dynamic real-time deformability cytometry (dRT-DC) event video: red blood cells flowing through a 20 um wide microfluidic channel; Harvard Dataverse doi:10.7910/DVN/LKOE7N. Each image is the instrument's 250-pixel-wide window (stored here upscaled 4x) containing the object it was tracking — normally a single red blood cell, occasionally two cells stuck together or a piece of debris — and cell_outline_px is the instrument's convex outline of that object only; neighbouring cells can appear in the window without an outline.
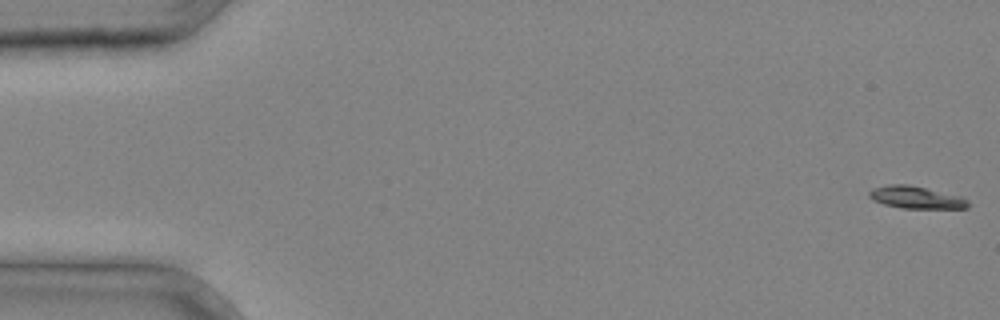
{"species": "common noctule bat (a hibernating species)", "species_latin": "Nyctalus noctula", "temperature_condition": "cold", "stored_images_in_passage": 38, "camera_frame_rate_fps": 3000, "um_per_image_px": 0.085, "animal": {"sex": "male", "body_mass_g": 20.4}, "frame": {"image": 1, "passage_image": 1, "time_ms": 0.0, "image_size_px": [1000, 320], "cell_outline_px": [[968, 208], [900, 208], [884, 204], [872, 200], [868, 196], [868, 192], [872, 188], [888, 184], [908, 184], [964, 196], [968, 200]], "centroid_in_image_um": [77.86, 16.77], "position_along_channel_um": 7.1, "area_um2": 13.06}}
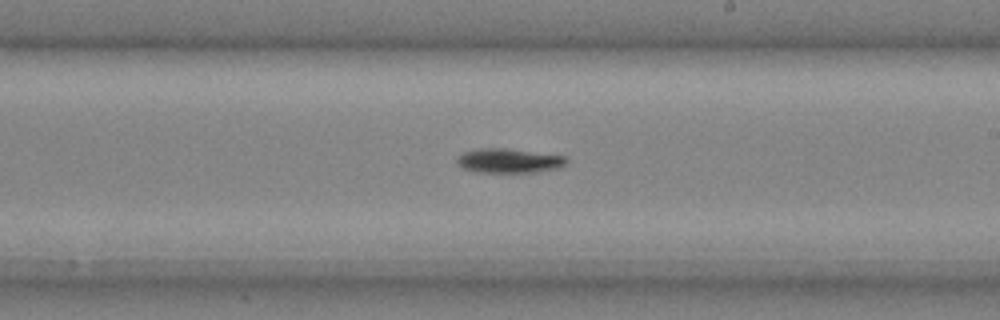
{"frame": {"image": 2, "passage_image": 23, "time_ms": 7.333, "image_size_px": [1000, 320], "cell_outline_px": [[568, 160], [564, 164], [556, 168], [536, 172], [476, 172], [460, 168], [456, 164], [456, 156], [464, 152], [480, 148], [504, 148], [564, 156]], "centroid_in_image_um": [43.16, 13.66], "position_along_channel_um": 245.8, "area_um2": 15.49}}
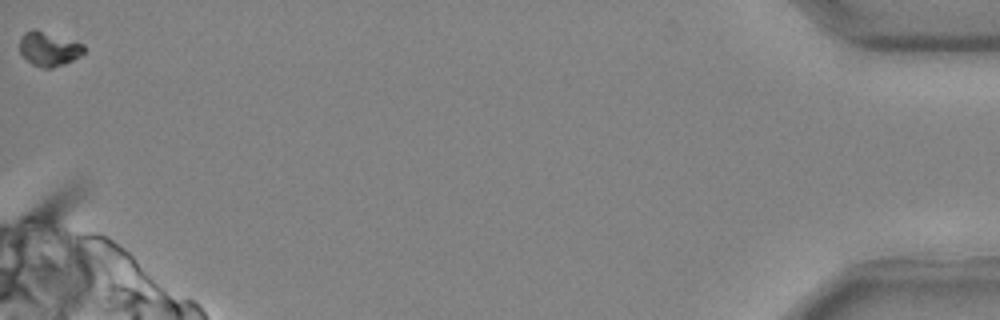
{"frame": {"image": 3, "passage_image": 38, "time_ms": 12.333, "image_size_px": [1000, 320], "cell_outline_px": [[84, 52], [80, 56], [64, 64], [52, 68], [44, 68], [32, 64], [20, 52], [20, 40], [24, 32], [32, 28], [36, 28], [84, 44]], "centroid_in_image_um": [4.15, 4.13], "position_along_channel_um": 431.1, "area_um2": 12.83}}